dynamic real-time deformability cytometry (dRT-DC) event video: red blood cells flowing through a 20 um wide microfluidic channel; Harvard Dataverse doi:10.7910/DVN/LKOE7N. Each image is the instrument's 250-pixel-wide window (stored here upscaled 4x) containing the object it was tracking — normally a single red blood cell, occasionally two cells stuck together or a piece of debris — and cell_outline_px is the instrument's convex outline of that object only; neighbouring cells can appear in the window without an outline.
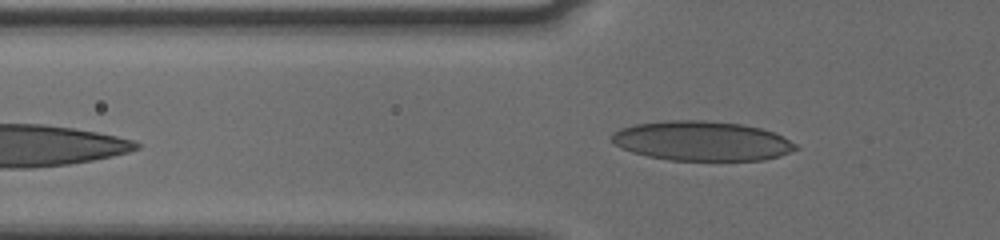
{"species": "human", "species_latin": "Homo sapiens", "temperature_condition": "cold", "stored_images_in_passage": 38, "camera_frame_rate_fps": 3000, "um_per_image_px": 0.085, "donor": {"sex": "male"}, "frame": {"image": 1, "passage_image": 2, "time_ms": 0.333, "image_size_px": [1000, 240], "cell_outline_px": [[800, 148], [780, 156], [764, 160], [668, 160], [648, 156], [632, 152], [620, 148], [612, 140], [612, 136], [620, 128], [636, 124], [664, 120], [704, 120], [740, 124], [760, 128], [772, 132], [796, 144]], "centroid_in_image_um": [59.65, 11.98], "position_along_channel_um": 66.1, "area_um2": 42.25}}
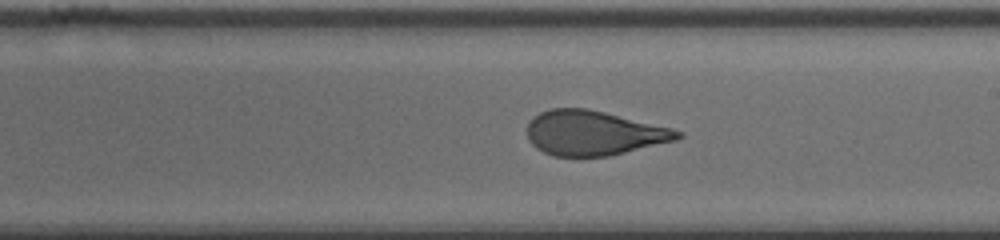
{"frame": {"image": 2, "passage_image": 16, "time_ms": 5.0, "image_size_px": [1000, 240], "cell_outline_px": [[684, 136], [676, 140], [608, 156], [552, 156], [536, 148], [528, 140], [528, 124], [540, 112], [552, 108], [584, 108], [604, 112], [672, 128], [684, 132]], "centroid_in_image_um": [50.47, 11.31], "position_along_channel_um": 238.5, "area_um2": 38.84}}
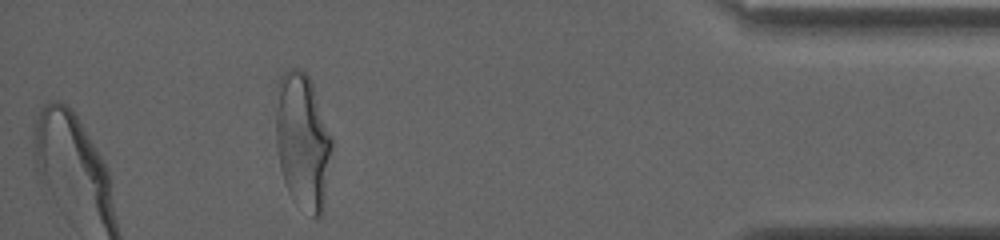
{"frame": {"image": 3, "passage_image": 33, "time_ms": 10.667, "image_size_px": [1000, 240], "cell_outline_px": [[332, 144], [324, 208], [320, 216], [312, 216], [292, 200], [288, 192], [280, 168], [276, 140], [276, 88], [280, 76], [284, 72], [292, 68], [300, 68], [308, 76], [312, 84], [332, 140]], "centroid_in_image_um": [25.7, 12.01], "position_along_channel_um": 409.5, "area_um2": 44.22}, "authors_computed_cell_mechanics": {"area_um2": 40.5756, "velocity_mm_per_s": 3.7615, "shape_relaxation_time_tau1_ms": 3.6631, "shape_relaxation_time_tau2_ms": 0.856, "deformation_change_tau1": 0.1708, "deformation_change_tau2": 0.0784}}